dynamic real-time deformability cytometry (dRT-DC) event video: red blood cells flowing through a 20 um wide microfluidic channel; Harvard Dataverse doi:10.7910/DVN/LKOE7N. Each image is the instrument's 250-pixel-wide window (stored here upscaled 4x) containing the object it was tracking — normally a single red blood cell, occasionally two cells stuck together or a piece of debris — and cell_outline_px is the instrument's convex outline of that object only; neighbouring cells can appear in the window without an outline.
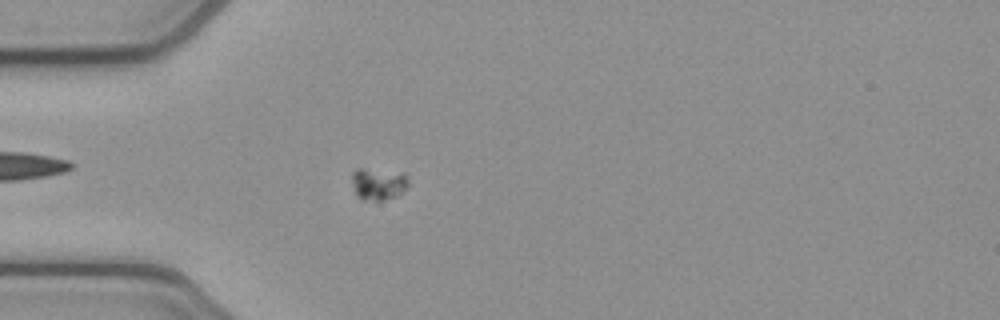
{"species": "common noctule bat (a hibernating species)", "species_latin": "Nyctalus noctula", "temperature_condition": "cold", "stored_images_in_passage": 49, "camera_frame_rate_fps": 3000, "um_per_image_px": 0.085, "animal": {"sex": "female", "body_mass_g": 21.9}, "frame": {"image": 1, "passage_image": 11, "time_ms": 3.333, "image_size_px": [1000, 320], "cell_outline_px": [[408, 188], [396, 196], [384, 200], [360, 200], [356, 196], [352, 180], [352, 172], [356, 168], [360, 168], [404, 176], [408, 180]], "centroid_in_image_um": [32.09, 15.69], "position_along_channel_um": 52.9, "area_um2": 10.06}}
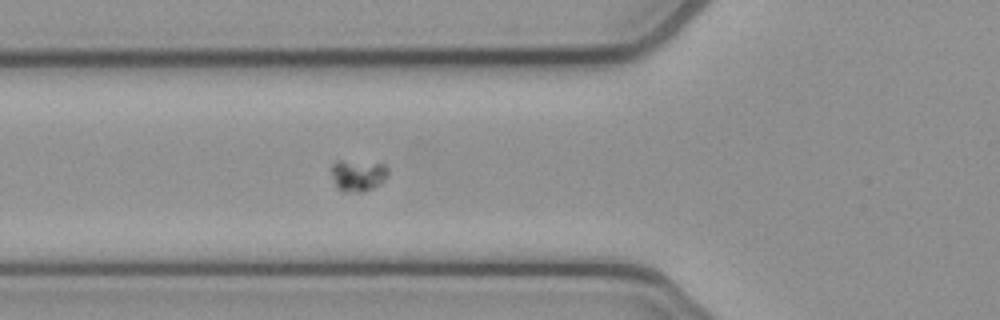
{"frame": {"image": 2, "passage_image": 15, "time_ms": 4.667, "image_size_px": [1000, 320], "cell_outline_px": [[388, 172], [384, 180], [380, 184], [372, 188], [360, 192], [344, 192], [336, 188], [332, 180], [332, 164], [336, 160], [340, 160], [384, 164], [388, 168]], "centroid_in_image_um": [30.39, 14.91], "position_along_channel_um": 95.4, "area_um2": 10.46}}